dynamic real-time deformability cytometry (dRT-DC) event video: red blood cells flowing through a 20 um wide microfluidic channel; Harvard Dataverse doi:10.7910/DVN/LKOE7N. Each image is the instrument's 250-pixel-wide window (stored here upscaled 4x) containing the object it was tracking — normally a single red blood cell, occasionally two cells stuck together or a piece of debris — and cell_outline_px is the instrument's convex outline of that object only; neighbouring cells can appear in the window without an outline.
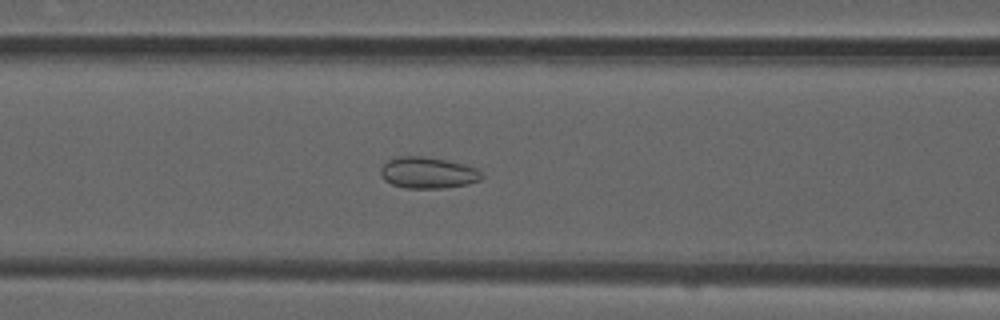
{"species": "common noctule bat (a hibernating species)", "species_latin": "Nyctalus noctula", "temperature_condition": "room temperature", "stored_images_in_passage": 42, "camera_frame_rate_fps": 3000, "um_per_image_px": 0.085, "animal": {"sex": "male", "forearm_length_mm": 52.5}, "frame": {"image": 1, "passage_image": 11, "time_ms": 3.333, "image_size_px": [1000, 320], "cell_outline_px": [[484, 176], [480, 180], [468, 184], [444, 188], [404, 188], [392, 184], [384, 180], [380, 176], [380, 168], [388, 160], [400, 156], [420, 156], [444, 160], [476, 168]], "centroid_in_image_um": [36.33, 14.7], "position_along_channel_um": 130.3, "area_um2": 18.32}}
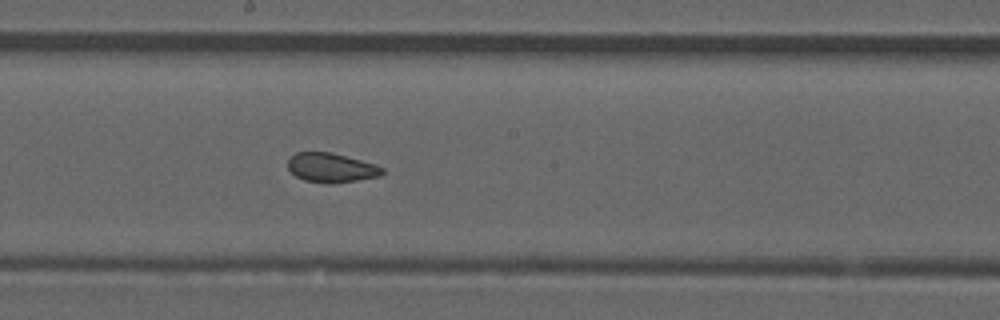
{"frame": {"image": 2, "passage_image": 18, "time_ms": 5.667, "image_size_px": [1000, 320], "cell_outline_px": [[384, 172], [380, 176], [332, 184], [328, 184], [304, 180], [296, 176], [288, 168], [288, 160], [296, 152], [332, 152], [376, 164], [384, 168]], "centroid_in_image_um": [28.17, 14.25], "position_along_channel_um": 220.0, "area_um2": 16.18}}
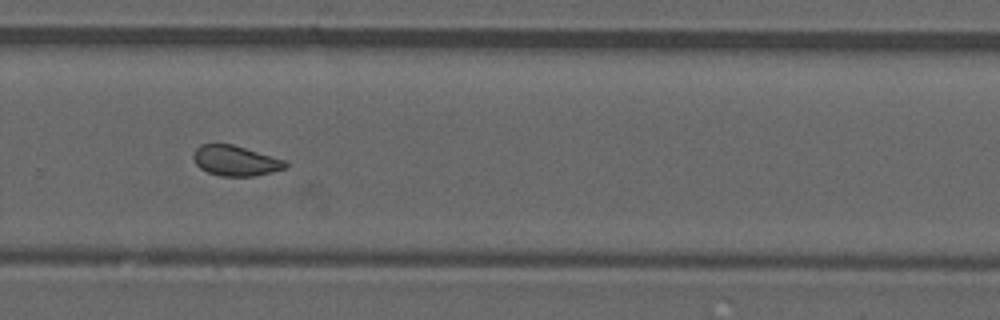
{"frame": {"image": 3, "passage_image": 25, "time_ms": 8.0, "image_size_px": [1000, 320], "cell_outline_px": [[288, 168], [256, 176], [220, 176], [208, 172], [200, 168], [196, 164], [192, 156], [196, 148], [200, 144], [232, 144], [284, 160], [288, 164]], "centroid_in_image_um": [20.01, 13.67], "position_along_channel_um": 309.8, "area_um2": 16.18}, "authors_computed_cell_mechanics": {"area_um2": 16.7909, "velocity_mm_per_s": 3.8564, "shape_relaxation_time_tau1_ms": null, "shape_relaxation_time_tau2_ms": 1.8639, "deformation_change_tau1": null, "deformation_change_tau2": 0.0775}}